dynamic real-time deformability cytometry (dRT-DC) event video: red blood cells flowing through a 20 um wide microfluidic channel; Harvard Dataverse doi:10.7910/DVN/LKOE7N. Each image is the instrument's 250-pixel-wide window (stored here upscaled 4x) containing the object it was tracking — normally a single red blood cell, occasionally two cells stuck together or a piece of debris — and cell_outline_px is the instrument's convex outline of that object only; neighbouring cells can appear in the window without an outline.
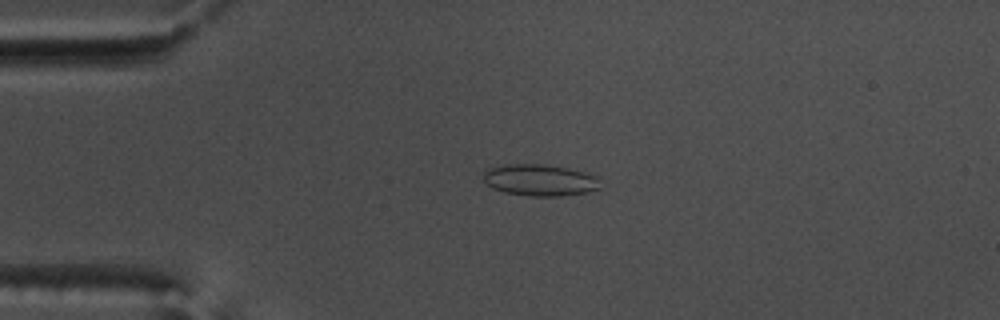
{"species": "common noctule bat (a hibernating species)", "species_latin": "Nyctalus noctula", "temperature_condition": "warm", "stored_images_in_passage": 53, "camera_frame_rate_fps": 3000, "um_per_image_px": 0.085, "animal": {"sex": "male", "body_mass_g": 17.5, "forearm_length_mm": 52.3}, "frame": {"image": 1, "passage_image": 12, "time_ms": 3.667, "image_size_px": [1000, 320], "cell_outline_px": [[600, 188], [588, 192], [564, 196], [528, 196], [504, 192], [492, 188], [484, 180], [484, 172], [488, 168], [504, 164], [544, 164], [568, 168], [584, 172], [596, 176]], "centroid_in_image_um": [45.87, 15.31], "position_along_channel_um": 39.1, "area_um2": 21.56}}
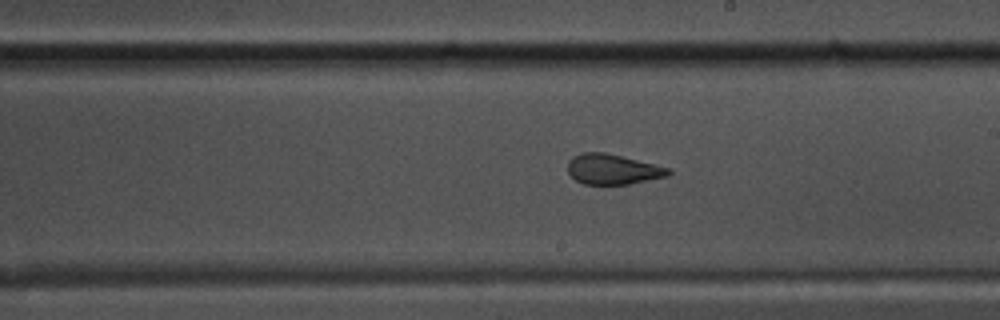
{"frame": {"image": 2, "passage_image": 30, "time_ms": 9.667, "image_size_px": [1000, 320], "cell_outline_px": [[672, 172], [668, 176], [628, 184], [584, 184], [576, 180], [568, 172], [568, 160], [572, 156], [580, 152], [604, 152], [672, 168]], "centroid_in_image_um": [52.09, 14.38], "position_along_channel_um": 236.9, "area_um2": 17.8}}
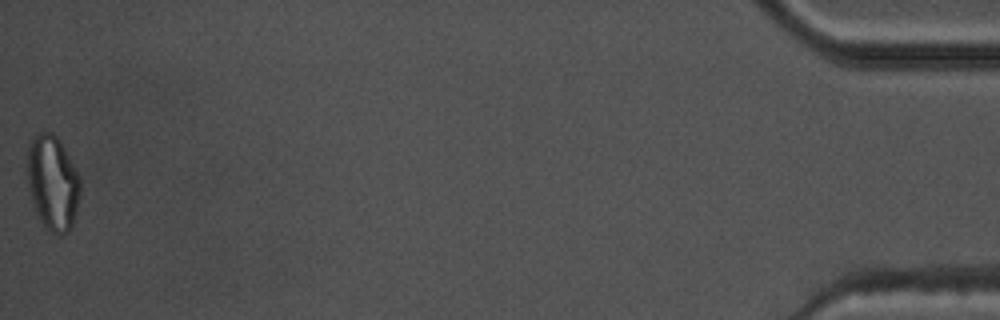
{"frame": {"image": 3, "passage_image": 53, "time_ms": 17.333, "image_size_px": [1000, 320], "cell_outline_px": [[80, 196], [72, 228], [64, 236], [56, 236], [44, 228], [36, 212], [28, 188], [28, 140], [36, 132], [52, 132], [60, 140], [80, 180]], "centroid_in_image_um": [4.47, 15.57], "position_along_channel_um": 430.7, "area_um2": 29.59}, "authors_computed_cell_mechanics": {"area_um2": 20.1722, "velocity_mm_per_s": 3.796, "shape_relaxation_time_tau1_ms": null, "shape_relaxation_time_tau2_ms": 1.2584, "deformation_change_tau1": null, "deformation_change_tau2": 0.0935}}